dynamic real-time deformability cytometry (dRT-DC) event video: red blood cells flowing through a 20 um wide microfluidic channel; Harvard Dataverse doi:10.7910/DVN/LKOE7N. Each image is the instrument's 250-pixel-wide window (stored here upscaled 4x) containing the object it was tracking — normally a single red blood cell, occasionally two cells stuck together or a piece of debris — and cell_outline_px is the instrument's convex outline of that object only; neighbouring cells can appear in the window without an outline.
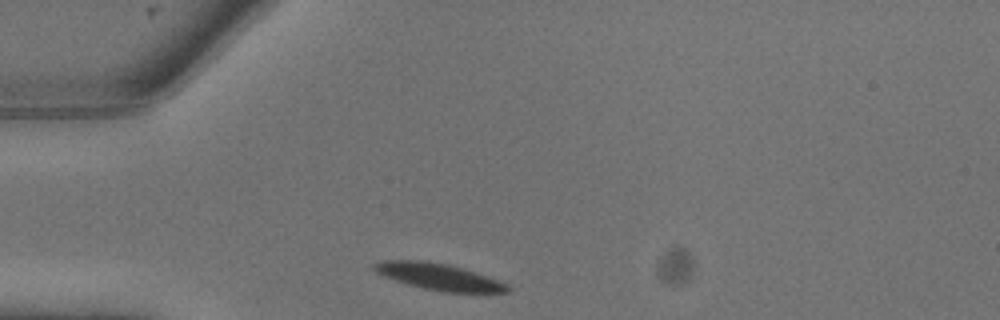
{"species": "common noctule bat (a hibernating species)", "species_latin": "Nyctalus noctula", "temperature_condition": "warm", "stored_images_in_passage": 5, "camera_frame_rate_fps": 3000, "um_per_image_px": 0.085, "animal": {"sex": "male", "body_mass_g": 13.3}, "frame": {"image": 1, "passage_image": 1, "time_ms": 0.0, "image_size_px": [1000, 320], "cell_outline_px": [[508, 292], [440, 292], [408, 284], [384, 276], [376, 272], [372, 268], [372, 264], [380, 260], [420, 260], [448, 264], [476, 272], [496, 280], [504, 284], [508, 288]], "centroid_in_image_um": [37.2, 23.5], "position_along_channel_um": 47.8, "area_um2": 20.29}}
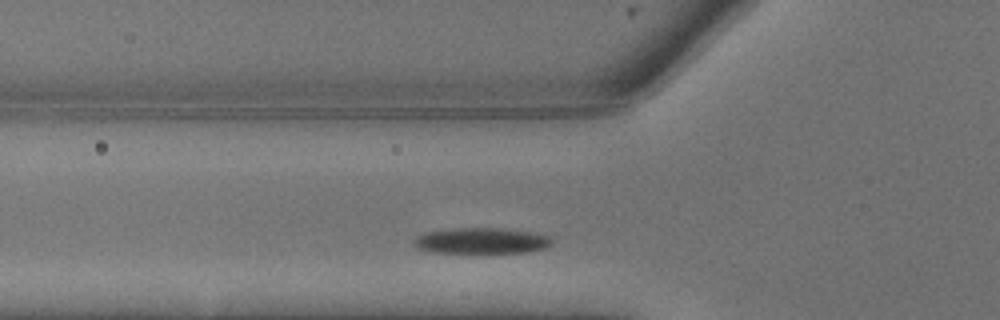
{"frame": {"image": 2, "passage_image": 3, "time_ms": 0.667, "image_size_px": [1000, 320], "cell_outline_px": [[552, 244], [544, 248], [524, 252], [432, 252], [416, 248], [412, 244], [420, 236], [428, 232], [452, 228], [500, 228], [528, 232], [552, 236]], "centroid_in_image_um": [40.94, 20.46], "position_along_channel_um": 84.9, "area_um2": 20.4}}